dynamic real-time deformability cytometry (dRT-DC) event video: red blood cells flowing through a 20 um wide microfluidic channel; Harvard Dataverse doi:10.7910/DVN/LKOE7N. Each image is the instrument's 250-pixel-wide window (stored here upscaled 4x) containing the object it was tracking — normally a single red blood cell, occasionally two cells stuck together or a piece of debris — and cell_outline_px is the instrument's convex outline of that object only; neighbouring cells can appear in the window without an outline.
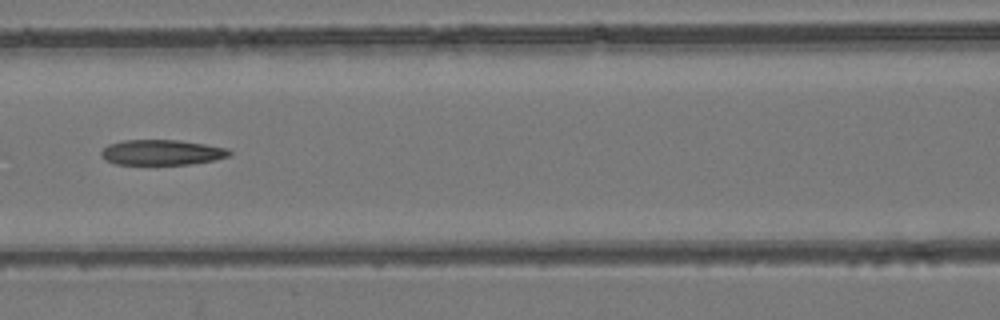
{"species": "common noctule bat (a hibernating species)", "species_latin": "Nyctalus noctula", "temperature_condition": "room temperature", "stored_images_in_passage": 8, "camera_frame_rate_fps": 3000, "um_per_image_px": 0.085, "animal": {"sex": "female", "body_mass_g": 24.6, "forearm_length_mm": 56.2}, "frame": {"image": 1, "passage_image": 8, "time_ms": 8.0, "image_size_px": [1000, 320], "cell_outline_px": [[232, 152], [228, 156], [212, 160], [188, 164], [116, 164], [104, 160], [100, 156], [100, 152], [108, 144], [124, 140], [180, 140], [228, 148]], "centroid_in_image_um": [13.7, 12.95], "position_along_channel_um": 152.9, "area_um2": 18.84}}